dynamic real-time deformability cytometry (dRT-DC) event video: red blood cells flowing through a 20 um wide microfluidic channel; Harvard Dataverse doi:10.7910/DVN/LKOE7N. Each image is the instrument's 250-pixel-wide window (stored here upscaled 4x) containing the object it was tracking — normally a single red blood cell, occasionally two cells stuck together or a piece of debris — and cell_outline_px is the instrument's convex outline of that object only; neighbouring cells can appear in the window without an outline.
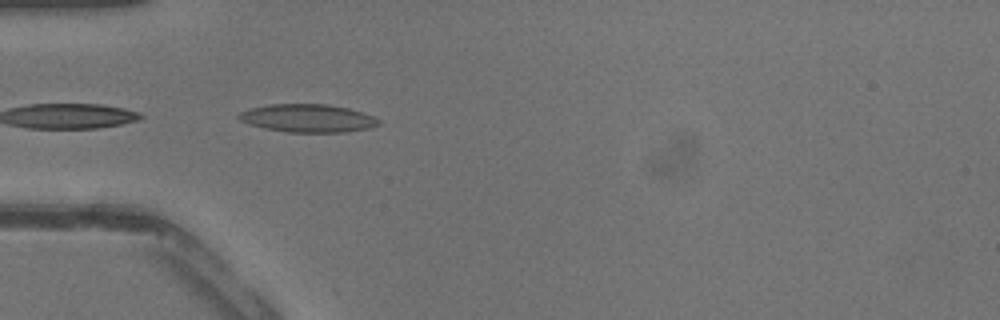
{"species": "common noctule bat (a hibernating species)", "species_latin": "Nyctalus noctula", "temperature_condition": "warm", "stored_images_in_passage": 20, "camera_frame_rate_fps": 3000, "um_per_image_px": 0.085, "animal": {"sex": "male", "body_mass_g": 13.3}, "frame": {"image": 1, "passage_image": 5, "time_ms": 1.333, "image_size_px": [1000, 320], "cell_outline_px": [[380, 124], [368, 128], [344, 132], [288, 132], [264, 128], [240, 120], [236, 116], [240, 112], [252, 108], [268, 104], [328, 104], [348, 108], [372, 116], [380, 120]], "centroid_in_image_um": [26.16, 10.04], "position_along_channel_um": 58.8, "area_um2": 22.6}}
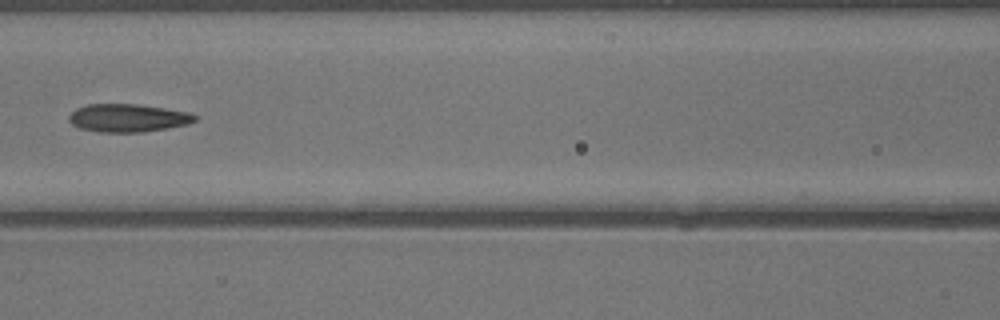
{"frame": {"image": 2, "passage_image": 11, "time_ms": 3.333, "image_size_px": [1000, 320], "cell_outline_px": [[196, 120], [188, 124], [144, 132], [100, 132], [80, 128], [72, 124], [68, 120], [68, 116], [76, 108], [88, 104], [136, 104], [164, 108], [188, 112], [196, 116]], "centroid_in_image_um": [10.84, 10.02], "position_along_channel_um": 155.8, "area_um2": 20.46}}
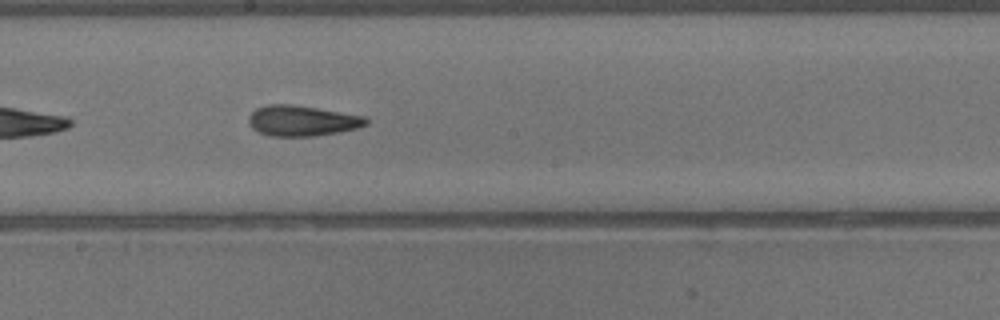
{"frame": {"image": 3, "passage_image": 15, "time_ms": 4.667, "image_size_px": [1000, 320], "cell_outline_px": [[368, 124], [356, 128], [336, 132], [312, 136], [268, 136], [252, 128], [248, 124], [248, 116], [256, 108], [264, 104], [292, 104], [364, 116], [368, 120]], "centroid_in_image_um": [25.61, 10.25], "position_along_channel_um": 222.6, "area_um2": 20.81}}